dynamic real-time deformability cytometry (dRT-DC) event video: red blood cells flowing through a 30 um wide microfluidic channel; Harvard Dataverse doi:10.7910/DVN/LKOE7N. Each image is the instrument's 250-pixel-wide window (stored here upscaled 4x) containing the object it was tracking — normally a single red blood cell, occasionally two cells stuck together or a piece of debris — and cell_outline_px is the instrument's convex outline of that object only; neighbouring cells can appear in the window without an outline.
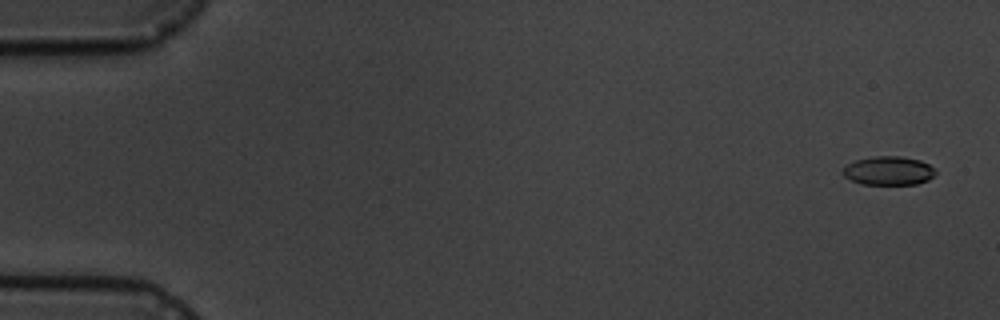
{"species": "common noctule bat (a hibernating species)", "species_latin": "Nyctalus noctula", "temperature_condition": "cold", "stored_images_in_passage": 15, "camera_frame_rate_fps": 3000, "um_per_image_px": 0.085, "animal": {"sex": "male", "body_mass_g": 19.5, "forearm_length_mm": 54.6}, "frame": {"image": 1, "passage_image": 1, "time_ms": 0.0, "image_size_px": [1000, 320], "cell_outline_px": [[936, 172], [928, 180], [916, 184], [864, 184], [852, 180], [844, 176], [840, 172], [848, 164], [856, 160], [876, 156], [900, 156], [920, 160], [928, 164]], "centroid_in_image_um": [75.51, 14.51], "position_along_channel_um": 9.5, "area_um2": 15.32}}
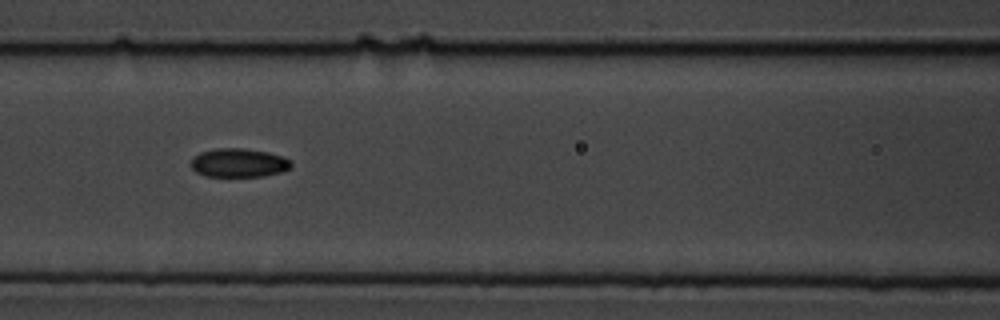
{"frame": {"image": 2, "passage_image": 7, "time_ms": 7.667, "image_size_px": [1000, 320], "cell_outline_px": [[292, 164], [288, 168], [280, 172], [264, 176], [204, 176], [196, 172], [192, 168], [192, 156], [200, 152], [216, 148], [244, 148], [268, 152], [292, 160]], "centroid_in_image_um": [20.27, 13.83], "position_along_channel_um": 146.3, "area_um2": 16.76}}
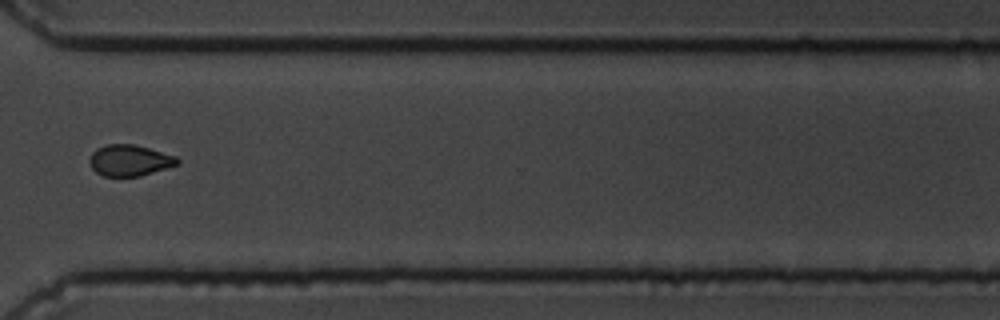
{"frame": {"image": 3, "passage_image": 12, "time_ms": 13.667, "image_size_px": [1000, 320], "cell_outline_px": [[180, 160], [176, 164], [140, 176], [104, 176], [96, 172], [92, 168], [88, 160], [92, 152], [96, 148], [104, 144], [132, 144], [148, 148], [176, 156]], "centroid_in_image_um": [10.95, 13.62], "position_along_channel_um": 359.6, "area_um2": 15.78}}